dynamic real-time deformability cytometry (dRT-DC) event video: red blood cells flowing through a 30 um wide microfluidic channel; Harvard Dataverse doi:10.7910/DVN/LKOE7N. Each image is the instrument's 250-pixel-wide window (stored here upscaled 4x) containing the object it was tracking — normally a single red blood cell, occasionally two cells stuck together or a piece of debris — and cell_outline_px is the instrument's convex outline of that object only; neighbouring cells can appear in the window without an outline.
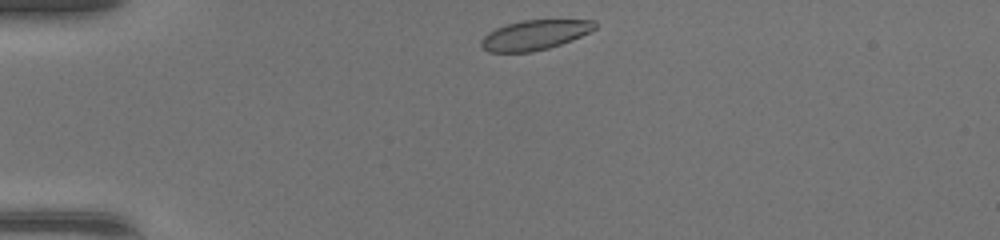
{"species": "common noctule bat (a hibernating species)", "species_latin": "Nyctalus noctula", "temperature_condition": "warm", "stored_images_in_passage": 37, "camera_frame_rate_fps": 3000, "um_per_image_px": 0.085, "animal": {"sex": "female", "body_mass_g": 17.0, "forearm_length_mm": 48.0}, "frame": {"image": 1, "passage_image": 1, "time_ms": 0.0, "image_size_px": [1000, 240], "cell_outline_px": [[596, 28], [572, 40], [548, 48], [532, 52], [488, 52], [480, 44], [480, 40], [488, 32], [496, 28], [508, 24], [524, 20], [592, 20], [596, 24]], "centroid_in_image_um": [45.42, 2.98], "position_along_channel_um": 39.6, "area_um2": 19.54}}
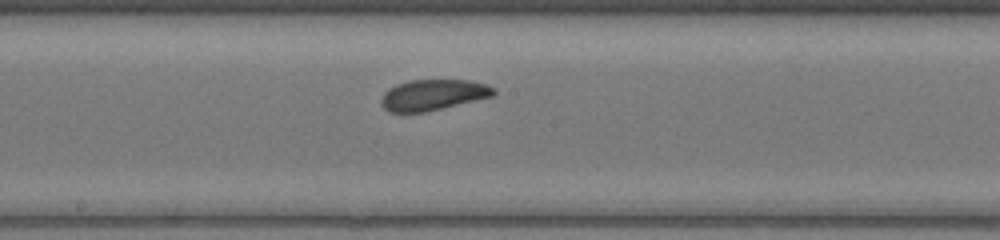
{"frame": {"image": 2, "passage_image": 16, "time_ms": 5.0, "image_size_px": [1000, 240], "cell_outline_px": [[496, 92], [492, 96], [424, 112], [388, 112], [380, 104], [380, 100], [384, 92], [388, 88], [396, 84], [408, 80], [468, 80], [484, 84], [496, 88]], "centroid_in_image_um": [36.75, 8.06], "position_along_channel_um": 211.4, "area_um2": 20.11}}
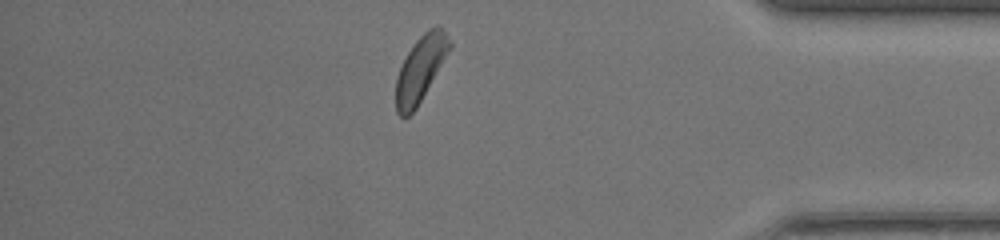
{"frame": {"image": 3, "passage_image": 31, "time_ms": 10.0, "image_size_px": [1000, 240], "cell_outline_px": [[452, 44], [448, 52], [416, 108], [408, 116], [400, 116], [396, 112], [396, 76], [408, 52], [416, 40], [428, 28], [436, 24], [440, 24], [452, 40]], "centroid_in_image_um": [35.75, 5.79], "position_along_channel_um": 399.4, "area_um2": 20.23}, "authors_computed_cell_mechanics": {"area_um2": 20.3456, "velocity_mm_per_s": 4.3453, "shape_relaxation_time_tau1_ms": 2.5326, "shape_relaxation_time_tau2_ms": 2.1949, "deformation_change_tau1": 0.089, "deformation_change_tau2": 0.0826}}